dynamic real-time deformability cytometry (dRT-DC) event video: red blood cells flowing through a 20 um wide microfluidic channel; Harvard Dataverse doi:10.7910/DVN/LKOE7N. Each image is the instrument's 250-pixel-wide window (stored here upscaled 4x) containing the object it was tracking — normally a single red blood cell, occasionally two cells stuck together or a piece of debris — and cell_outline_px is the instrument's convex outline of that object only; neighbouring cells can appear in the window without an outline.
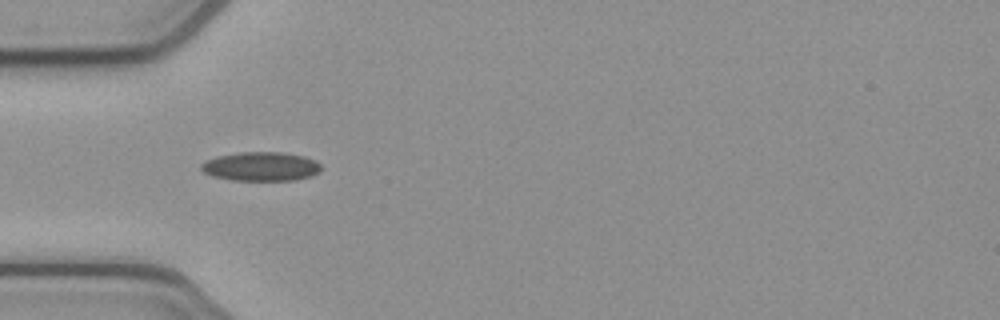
{"species": "common noctule bat (a hibernating species)", "species_latin": "Nyctalus noctula", "temperature_condition": "cold", "stored_images_in_passage": 30, "camera_frame_rate_fps": 3000, "um_per_image_px": 0.085, "animal": {"sex": "female", "body_mass_g": 21.9}, "frame": {"image": 1, "passage_image": 1, "time_ms": 0.0, "image_size_px": [1000, 320], "cell_outline_px": [[320, 172], [312, 176], [296, 180], [232, 180], [212, 176], [204, 172], [200, 168], [200, 164], [216, 156], [240, 152], [280, 152], [304, 156], [316, 160], [320, 164]], "centroid_in_image_um": [22.19, 14.15], "position_along_channel_um": 62.8, "area_um2": 20.35}}
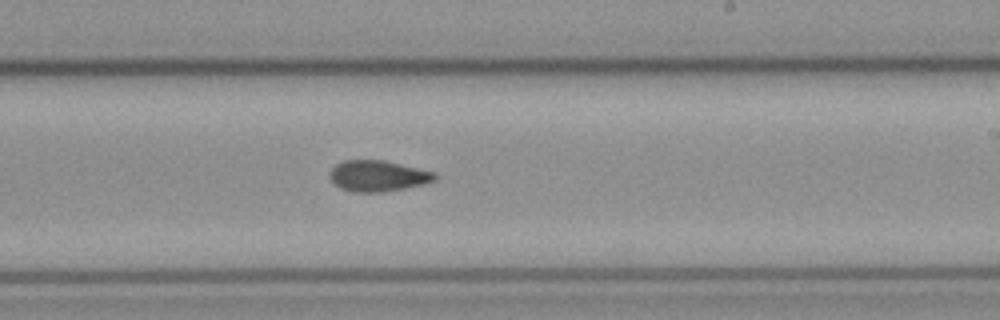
{"frame": {"image": 2, "passage_image": 16, "time_ms": 5.0, "image_size_px": [1000, 320], "cell_outline_px": [[440, 176], [436, 180], [424, 184], [404, 188], [380, 192], [352, 192], [340, 188], [328, 176], [332, 168], [336, 164], [344, 160], [384, 160], [436, 172]], "centroid_in_image_um": [32.15, 14.95], "position_along_channel_um": 256.8, "area_um2": 19.07}}
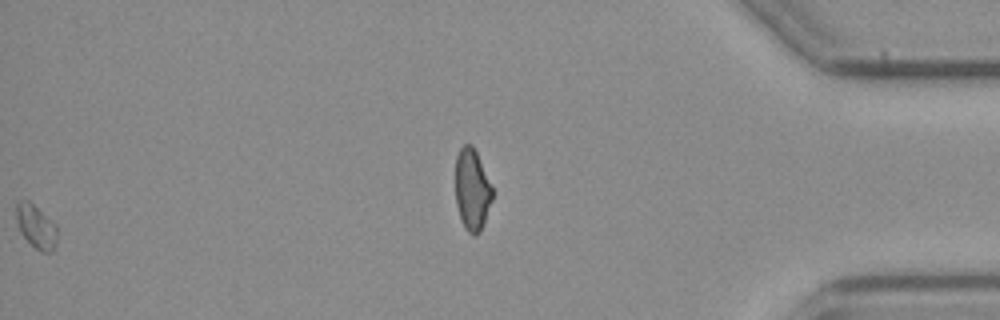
{"frame": {"image": 3, "passage_image": 29, "time_ms": 9.333, "image_size_px": [1000, 320], "cell_outline_px": [[56, 244], [52, 252], [40, 252], [20, 232], [16, 220], [16, 200], [28, 200], [56, 224]], "centroid_in_image_um": [3.05, 19.24], "position_along_channel_um": 432.1, "area_um2": 10.29}, "authors_computed_cell_mechanics": {"area_um2": 19.0451, "velocity_mm_per_s": 3.8897, "shape_relaxation_time_tau1_ms": null, "shape_relaxation_time_tau2_ms": 5.1775, "deformation_change_tau1": null, "deformation_change_tau2": 0.1159}}